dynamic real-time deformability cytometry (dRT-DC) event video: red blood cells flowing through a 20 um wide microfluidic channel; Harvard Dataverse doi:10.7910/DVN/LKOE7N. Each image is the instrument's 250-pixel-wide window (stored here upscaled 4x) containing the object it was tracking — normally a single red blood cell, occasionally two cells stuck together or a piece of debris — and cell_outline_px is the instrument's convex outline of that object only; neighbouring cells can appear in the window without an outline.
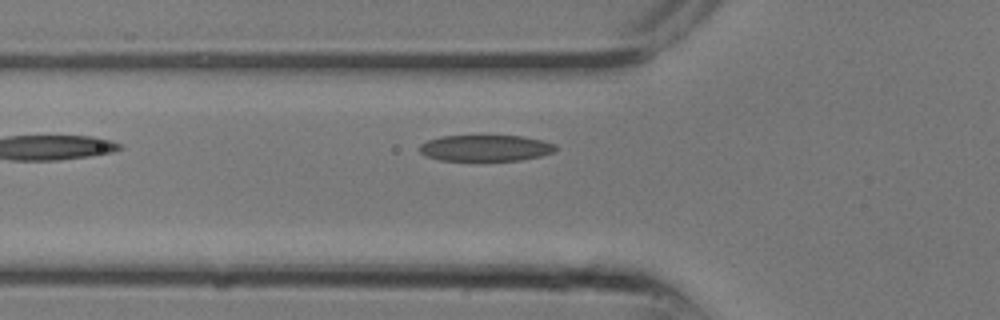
{"species": "common noctule bat (a hibernating species)", "species_latin": "Nyctalus noctula", "temperature_condition": "room temperature", "stored_images_in_passage": 4, "camera_frame_rate_fps": 3000, "um_per_image_px": 0.085, "animal": {"sex": "male", "body_mass_g": 13.3}, "frame": {"image": 1, "passage_image": 4, "time_ms": 1.0, "image_size_px": [1000, 320], "cell_outline_px": [[556, 148], [552, 152], [540, 156], [520, 160], [440, 160], [424, 156], [420, 152], [420, 144], [428, 140], [440, 136], [524, 136], [556, 144]], "centroid_in_image_um": [41.24, 12.58], "position_along_channel_um": 84.6, "area_um2": 20.63}}